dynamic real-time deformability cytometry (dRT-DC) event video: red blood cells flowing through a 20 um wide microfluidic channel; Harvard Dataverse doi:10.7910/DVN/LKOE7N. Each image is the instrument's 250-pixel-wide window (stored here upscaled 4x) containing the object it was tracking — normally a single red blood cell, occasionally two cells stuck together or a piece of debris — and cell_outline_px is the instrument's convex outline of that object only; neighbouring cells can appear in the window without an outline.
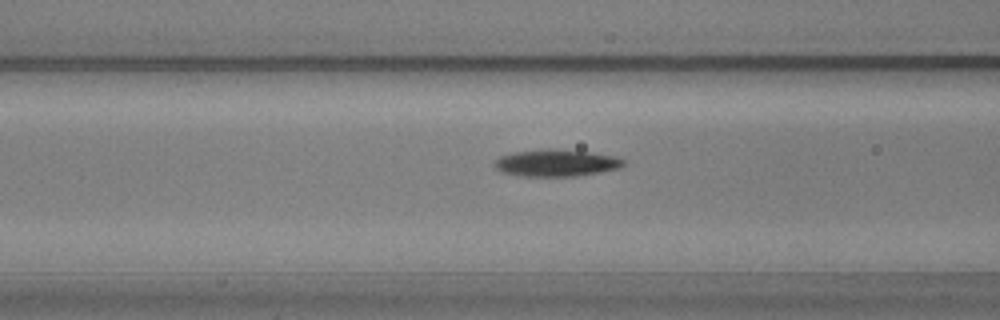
{"species": "common noctule bat (a hibernating species)", "species_latin": "Nyctalus noctula", "temperature_condition": "warm", "stored_images_in_passage": 56, "camera_frame_rate_fps": 3000, "um_per_image_px": 0.085, "animal": {"sex": "male", "body_mass_g": 20.5, "forearm_length_mm": 52.5}, "frame": {"image": 1, "passage_image": 21, "time_ms": 6.667, "image_size_px": [1000, 320], "cell_outline_px": [[624, 164], [620, 168], [600, 172], [576, 176], [520, 176], [500, 172], [492, 164], [500, 156], [516, 152], [548, 148], [588, 152], [616, 156], [624, 160]], "centroid_in_image_um": [47.26, 13.85], "position_along_channel_um": 119.3, "area_um2": 20.23}}
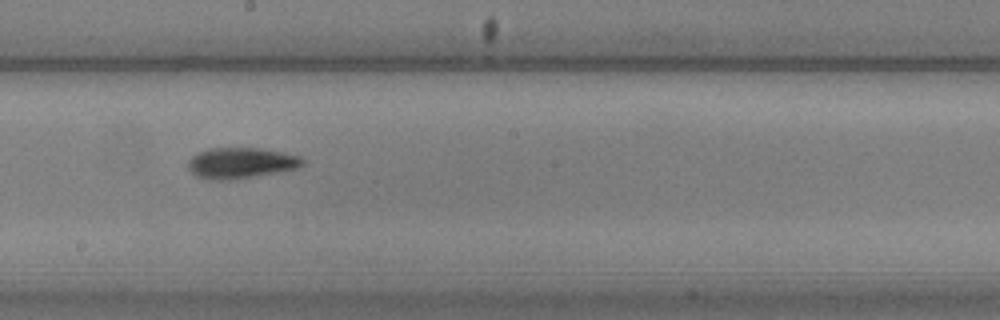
{"frame": {"image": 2, "passage_image": 30, "time_ms": 9.667, "image_size_px": [1000, 320], "cell_outline_px": [[304, 164], [296, 168], [276, 172], [228, 180], [208, 180], [196, 176], [188, 168], [188, 160], [192, 156], [208, 148], [260, 148], [284, 152], [300, 156], [304, 160]], "centroid_in_image_um": [20.46, 13.84], "position_along_channel_um": 227.7, "area_um2": 20.46}}
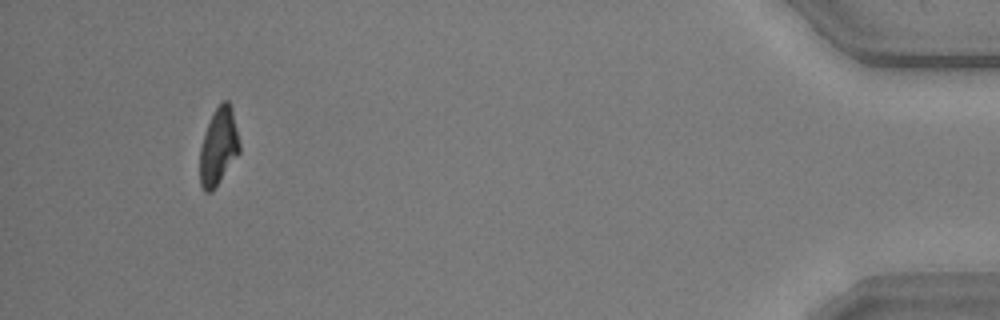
{"frame": {"image": 3, "passage_image": 52, "time_ms": 17.0, "image_size_px": [1000, 320], "cell_outline_px": [[240, 152], [212, 192], [204, 192], [200, 184], [200, 148], [208, 124], [216, 108], [224, 100], [228, 100], [232, 108], [240, 144]], "centroid_in_image_um": [18.58, 12.49], "position_along_channel_um": 416.6, "area_um2": 17.57}, "authors_computed_cell_mechanics": {"area_um2": 19.1318, "velocity_mm_per_s": 3.6073, "shape_relaxation_time_tau1_ms": 3.3272, "shape_relaxation_time_tau2_ms": 8.5501, "deformation_change_tau1": 0.1688, "deformation_change_tau2": 0.1464}}